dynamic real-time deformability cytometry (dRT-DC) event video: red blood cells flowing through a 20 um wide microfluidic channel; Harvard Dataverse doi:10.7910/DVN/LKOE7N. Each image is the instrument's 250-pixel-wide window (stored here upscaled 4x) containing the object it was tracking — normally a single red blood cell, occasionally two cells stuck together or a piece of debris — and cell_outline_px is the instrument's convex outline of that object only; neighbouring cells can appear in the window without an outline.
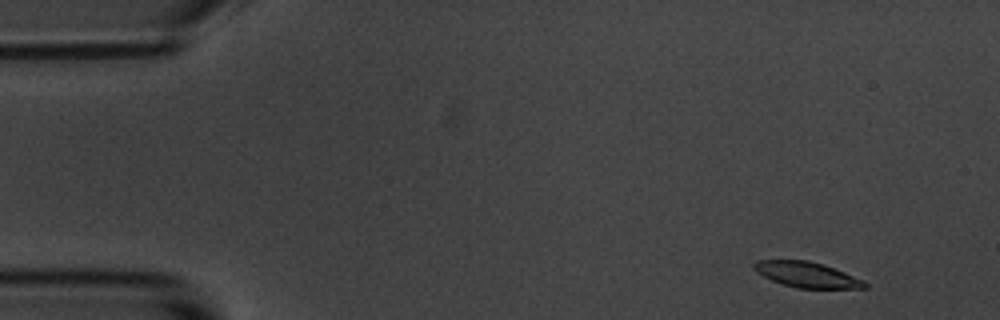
{"species": "common noctule bat (a hibernating species)", "species_latin": "Nyctalus noctula", "temperature_condition": "room temperature", "stored_images_in_passage": 4, "camera_frame_rate_fps": 3000, "um_per_image_px": 0.085, "animal": {"sex": "male", "body_mass_g": 20.1, "forearm_length_mm": 53.5}, "frame": {"image": 1, "passage_image": 1, "time_ms": 0.0, "image_size_px": [1000, 320], "cell_outline_px": [[868, 288], [796, 288], [772, 280], [756, 272], [752, 268], [752, 264], [756, 260], [808, 260], [824, 264], [864, 280], [868, 284]], "centroid_in_image_um": [68.58, 23.34], "position_along_channel_um": 16.4, "area_um2": 16.47}}
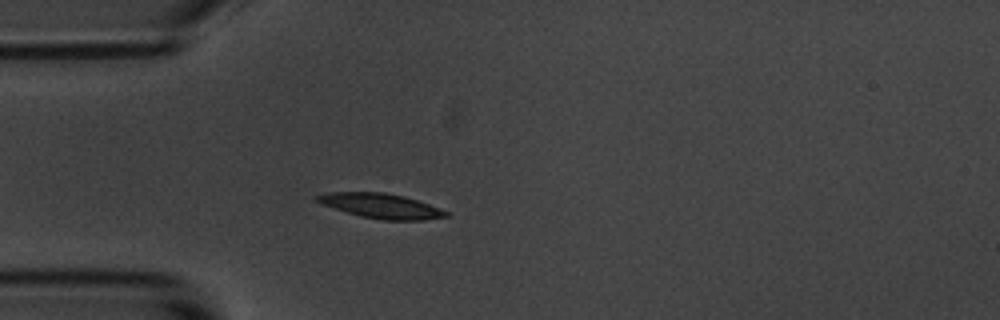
{"frame": {"image": 2, "passage_image": 4, "time_ms": 3.667, "image_size_px": [1000, 320], "cell_outline_px": [[452, 216], [424, 220], [380, 220], [360, 216], [320, 204], [312, 196], [328, 192], [384, 192], [404, 196], [440, 208], [448, 212]], "centroid_in_image_um": [32.37, 17.5], "position_along_channel_um": 52.6, "area_um2": 18.79}}